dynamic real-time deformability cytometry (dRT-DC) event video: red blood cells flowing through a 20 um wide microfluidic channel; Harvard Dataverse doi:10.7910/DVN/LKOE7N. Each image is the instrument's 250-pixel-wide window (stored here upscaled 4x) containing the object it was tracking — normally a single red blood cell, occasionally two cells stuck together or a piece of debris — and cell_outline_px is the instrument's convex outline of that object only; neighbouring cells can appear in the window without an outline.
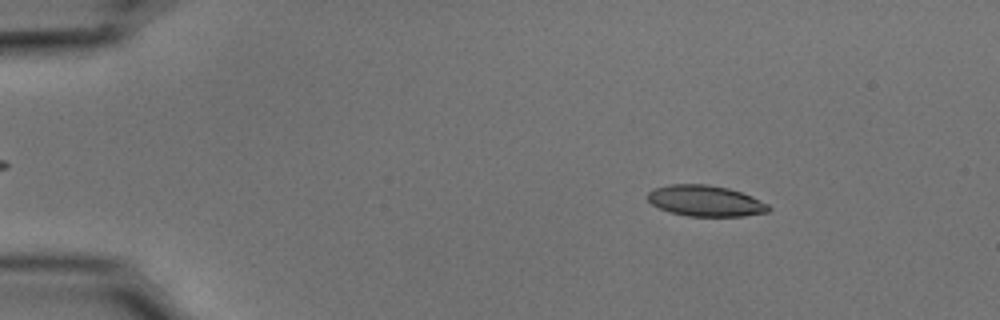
{"species": "common noctule bat (a hibernating species)", "species_latin": "Nyctalus noctula", "temperature_condition": "cold", "stored_images_in_passage": 39, "camera_frame_rate_fps": 3000, "um_per_image_px": 0.085, "animal": {"sex": "male", "body_mass_g": 15.6}, "frame": {"image": 1, "passage_image": 8, "time_ms": 2.333, "image_size_px": [1000, 320], "cell_outline_px": [[772, 208], [768, 212], [744, 216], [688, 216], [672, 212], [660, 208], [652, 204], [648, 200], [648, 192], [652, 188], [668, 184], [708, 184], [728, 188], [752, 196], [768, 204]], "centroid_in_image_um": [59.97, 17.06], "position_along_channel_um": 25.0, "area_um2": 21.85}}
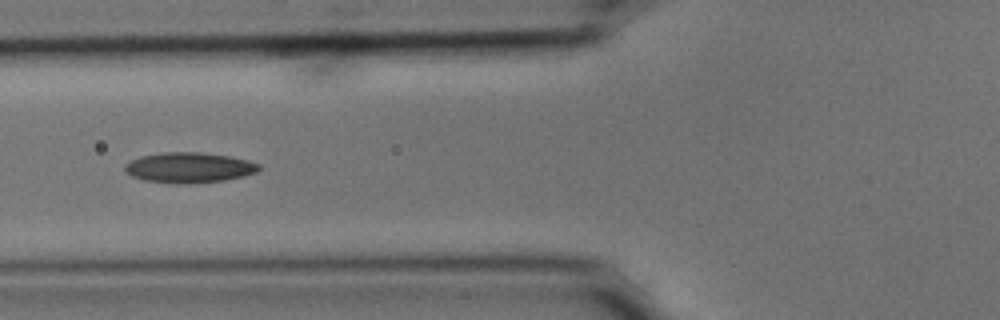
{"frame": {"image": 2, "passage_image": 21, "time_ms": 6.667, "image_size_px": [1000, 320], "cell_outline_px": [[260, 168], [256, 172], [244, 176], [224, 180], [188, 184], [176, 184], [144, 180], [132, 176], [124, 172], [124, 164], [140, 156], [164, 152], [200, 152], [232, 156], [248, 160], [260, 164]], "centroid_in_image_um": [16.06, 14.24], "position_along_channel_um": 109.7, "area_um2": 23.93}}
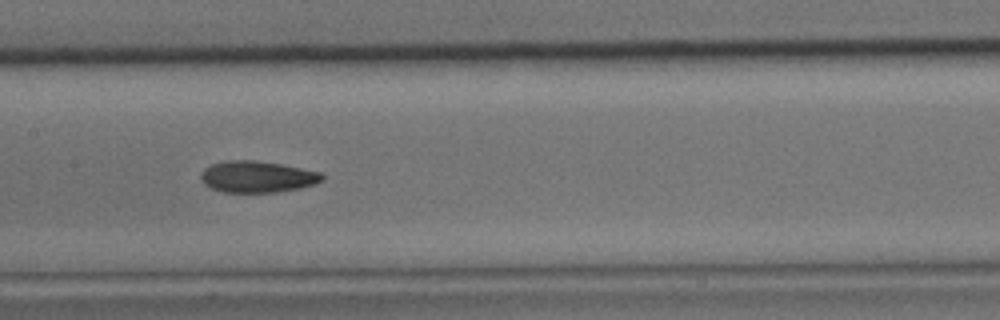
{"frame": {"image": 3, "passage_image": 27, "time_ms": 8.667, "image_size_px": [1000, 320], "cell_outline_px": [[324, 180], [316, 184], [300, 188], [276, 192], [224, 192], [212, 188], [204, 184], [200, 180], [200, 172], [204, 168], [212, 164], [224, 160], [256, 160], [280, 164], [320, 172], [324, 176]], "centroid_in_image_um": [21.85, 15.02], "position_along_channel_um": 185.6, "area_um2": 22.37}}